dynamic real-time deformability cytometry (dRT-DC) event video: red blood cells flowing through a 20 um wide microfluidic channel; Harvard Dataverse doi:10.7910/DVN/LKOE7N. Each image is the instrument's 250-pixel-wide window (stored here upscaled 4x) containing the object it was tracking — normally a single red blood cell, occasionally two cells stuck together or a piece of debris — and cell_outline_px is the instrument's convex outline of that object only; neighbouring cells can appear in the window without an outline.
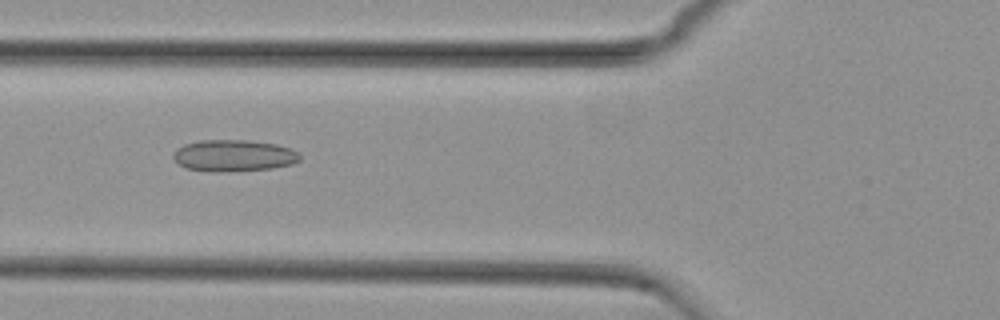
{"species": "common noctule bat (a hibernating species)", "species_latin": "Nyctalus noctula", "temperature_condition": "cold", "stored_images_in_passage": 26, "camera_frame_rate_fps": 3000, "um_per_image_px": 0.085, "animal": {"sex": "female", "body_mass_g": 29.2, "forearm_length_mm": 56.3}, "frame": {"image": 1, "passage_image": 7, "time_ms": 2.0, "image_size_px": [1000, 320], "cell_outline_px": [[300, 160], [292, 164], [272, 168], [228, 172], [208, 172], [184, 168], [172, 156], [176, 148], [184, 144], [200, 140], [248, 140], [276, 144], [288, 148], [296, 152], [300, 156]], "centroid_in_image_um": [19.82, 13.23], "position_along_channel_um": 106.0, "area_um2": 23.47}}
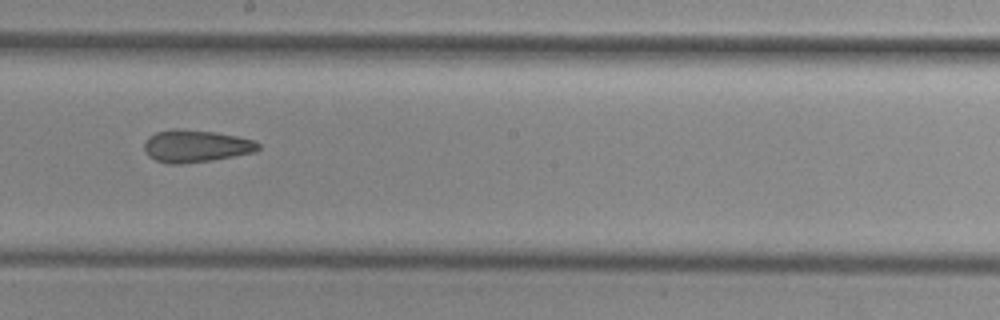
{"frame": {"image": 2, "passage_image": 17, "time_ms": 5.333, "image_size_px": [1000, 320], "cell_outline_px": [[260, 148], [256, 152], [212, 160], [180, 164], [168, 164], [156, 160], [148, 156], [144, 148], [144, 144], [148, 136], [156, 132], [172, 128], [176, 128], [216, 132], [256, 140], [260, 144]], "centroid_in_image_um": [16.65, 12.41], "position_along_channel_um": 231.5, "area_um2": 21.68}}
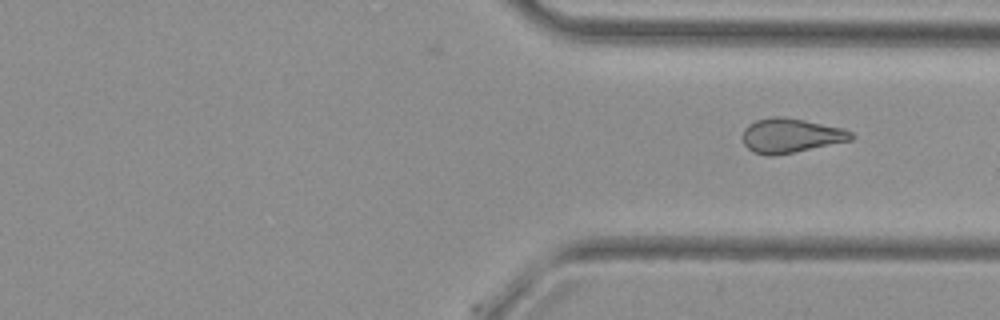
{"frame": {"image": 3, "passage_image": 26, "time_ms": 8.333, "image_size_px": [1000, 320], "cell_outline_px": [[856, 136], [852, 140], [796, 152], [776, 156], [768, 156], [752, 152], [744, 144], [744, 128], [748, 124], [756, 120], [772, 116], [784, 116], [844, 128], [852, 132]], "centroid_in_image_um": [67.23, 11.53], "position_along_channel_um": 344.2, "area_um2": 22.02}}